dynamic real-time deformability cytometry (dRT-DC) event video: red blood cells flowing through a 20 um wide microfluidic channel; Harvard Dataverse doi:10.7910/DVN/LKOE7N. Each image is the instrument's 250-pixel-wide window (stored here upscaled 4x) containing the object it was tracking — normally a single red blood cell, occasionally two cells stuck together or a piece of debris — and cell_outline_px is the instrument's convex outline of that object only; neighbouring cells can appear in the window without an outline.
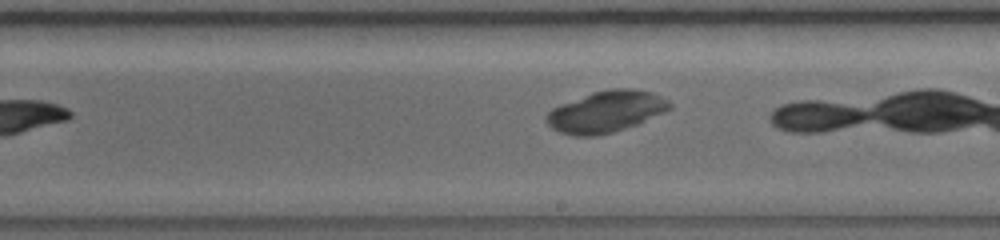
{"species": "common noctule bat (a hibernating species)", "species_latin": "Nyctalus noctula", "temperature_condition": "warm", "stored_images_in_passage": 9, "segment_of_instrument_passage": [2, 2], "camera_frame_rate_fps": 5000, "um_per_image_px": 0.085, "animal": {"sex": "female", "body_mass_g": 19.0, "forearm_length_mm": 56.7}, "frame": {"image": 1, "passage_image": 9, "time_ms": 6.0, "image_size_px": [1000, 240], "cell_outline_px": [[672, 108], [664, 112], [636, 124], [612, 132], [596, 136], [576, 136], [560, 132], [552, 128], [544, 120], [544, 116], [552, 108], [560, 104], [592, 92], [608, 88], [632, 88], [652, 92], [668, 100], [672, 104]], "centroid_in_image_um": [51.49, 9.47], "position_along_channel_um": 237.5, "area_um2": 29.77}}